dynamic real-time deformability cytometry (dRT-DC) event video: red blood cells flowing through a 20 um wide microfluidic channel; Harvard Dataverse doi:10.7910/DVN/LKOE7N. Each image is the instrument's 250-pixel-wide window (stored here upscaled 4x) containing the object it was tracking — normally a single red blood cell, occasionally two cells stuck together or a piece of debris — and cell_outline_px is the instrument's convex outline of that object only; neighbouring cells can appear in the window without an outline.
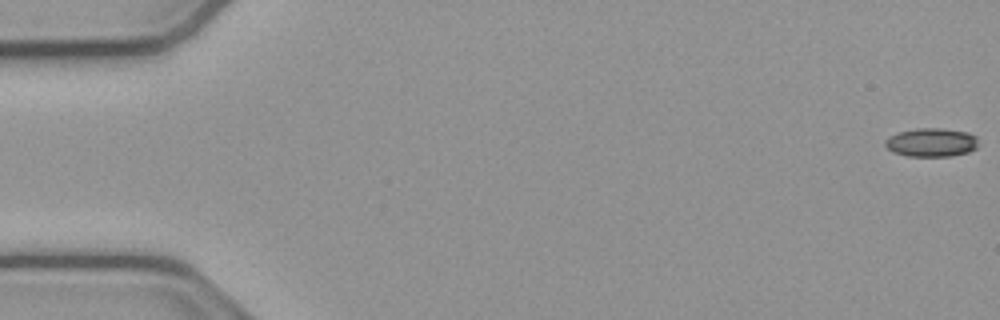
{"species": "common noctule bat (a hibernating species)", "species_latin": "Nyctalus noctula", "temperature_condition": "cold", "stored_images_in_passage": 54, "camera_frame_rate_fps": 3000, "um_per_image_px": 0.085, "animal": {"sex": "male", "body_mass_g": 23.1, "forearm_length_mm": 52.7}, "frame": {"image": 1, "passage_image": 1, "time_ms": 0.0, "image_size_px": [1000, 320], "cell_outline_px": [[976, 148], [968, 152], [952, 156], [908, 156], [892, 152], [884, 144], [884, 140], [888, 136], [896, 132], [916, 128], [940, 128], [968, 132], [976, 136]], "centroid_in_image_um": [79.12, 12.1], "position_along_channel_um": 5.9, "area_um2": 15.66}}
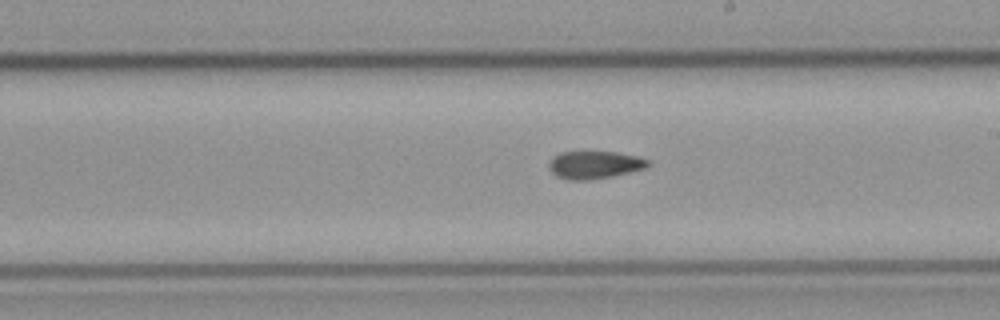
{"frame": {"image": 2, "passage_image": 31, "time_ms": 10.0, "image_size_px": [1000, 320], "cell_outline_px": [[652, 164], [644, 168], [612, 176], [584, 180], [568, 180], [556, 176], [548, 168], [548, 164], [552, 156], [560, 152], [616, 152], [636, 156], [648, 160]], "centroid_in_image_um": [50.49, 14.0], "position_along_channel_um": 238.5, "area_um2": 15.9}}
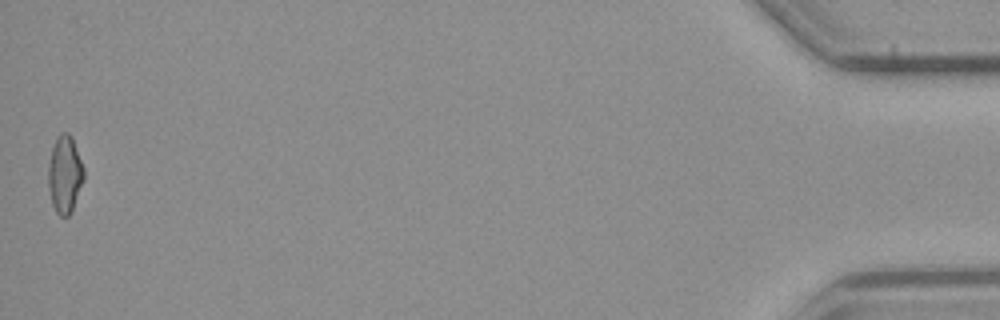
{"frame": {"image": 3, "passage_image": 54, "time_ms": 17.667, "image_size_px": [1000, 320], "cell_outline_px": [[84, 180], [72, 212], [68, 216], [60, 216], [56, 212], [52, 204], [48, 188], [48, 164], [52, 148], [56, 136], [60, 132], [68, 132], [72, 136], [84, 168]], "centroid_in_image_um": [5.51, 14.81], "position_along_channel_um": 429.7, "area_um2": 16.36}, "authors_computed_cell_mechanics": {"area_um2": 16.0973, "velocity_mm_per_s": 3.8405, "shape_relaxation_time_tau1_ms": 4.4329, "shape_relaxation_time_tau2_ms": 3.4168, "deformation_change_tau1": 0.1121, "deformation_change_tau2": 0.089}}